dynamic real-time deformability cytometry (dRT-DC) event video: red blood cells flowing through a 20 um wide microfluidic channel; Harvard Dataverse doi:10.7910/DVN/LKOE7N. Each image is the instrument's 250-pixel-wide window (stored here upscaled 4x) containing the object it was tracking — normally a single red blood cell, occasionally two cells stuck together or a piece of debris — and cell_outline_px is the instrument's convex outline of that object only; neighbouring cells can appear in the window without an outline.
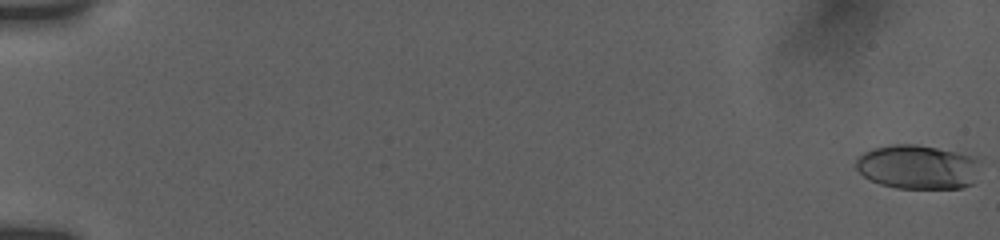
{"species": "human", "species_latin": "Homo sapiens", "temperature_condition": "room temperature", "stored_images_in_passage": 40, "camera_frame_rate_fps": 3000, "um_per_image_px": 0.085, "donor": {"sex": "female"}, "frame": {"image": 1, "passage_image": 1, "time_ms": 0.0, "image_size_px": [1000, 240], "cell_outline_px": [[976, 160], [972, 184], [964, 188], [896, 188], [880, 184], [864, 176], [856, 168], [856, 160], [864, 152], [872, 148], [892, 144], [916, 144], [976, 156]], "centroid_in_image_um": [77.94, 14.19], "position_along_channel_um": 7.1, "area_um2": 31.56}}
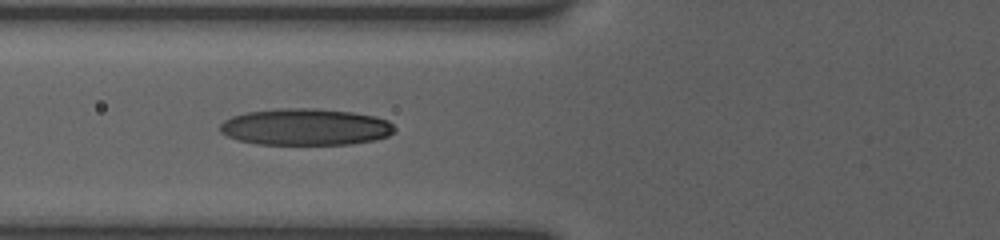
{"frame": {"image": 2, "passage_image": 24, "time_ms": 7.667, "image_size_px": [1000, 240], "cell_outline_px": [[396, 132], [388, 136], [372, 140], [348, 144], [256, 144], [236, 140], [220, 132], [220, 124], [224, 120], [232, 116], [244, 112], [276, 108], [316, 108], [352, 112], [376, 116], [388, 120], [396, 128]], "centroid_in_image_um": [25.95, 10.78], "position_along_channel_um": 99.8, "area_um2": 37.63}}
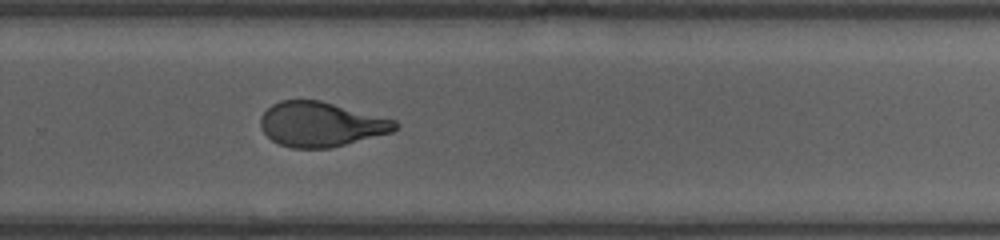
{"frame": {"image": 3, "passage_image": 40, "time_ms": 13.0, "image_size_px": [1000, 240], "cell_outline_px": [[400, 124], [392, 132], [328, 148], [292, 148], [280, 144], [272, 140], [260, 128], [260, 116], [272, 104], [280, 100], [320, 100], [396, 120]], "centroid_in_image_um": [27.26, 10.55], "position_along_channel_um": 302.5, "area_um2": 34.85}}